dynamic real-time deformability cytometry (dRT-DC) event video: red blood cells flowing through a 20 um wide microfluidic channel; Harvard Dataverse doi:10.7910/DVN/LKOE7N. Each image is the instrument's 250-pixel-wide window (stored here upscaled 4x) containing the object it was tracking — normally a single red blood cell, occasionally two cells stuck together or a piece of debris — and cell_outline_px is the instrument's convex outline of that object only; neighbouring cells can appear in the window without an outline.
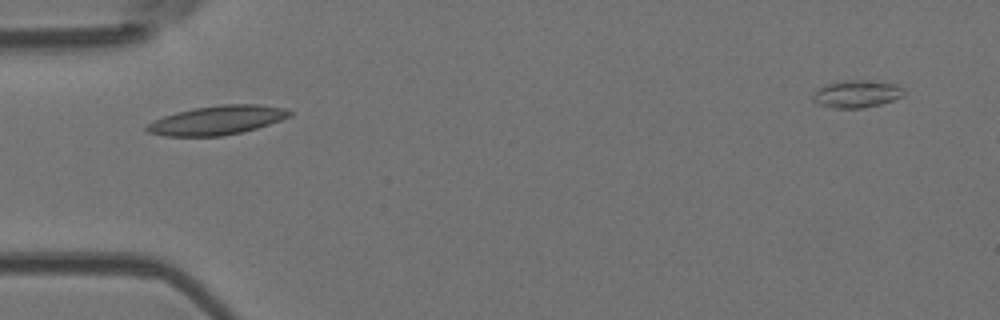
{"species": "Egyptian fruit bat (a non-hibernating species)", "species_latin": "Rousettus aegyptiacus", "temperature_condition": "room temperature", "stored_images_in_passage": 4, "camera_frame_rate_fps": 3000, "um_per_image_px": 0.085, "animal": {"sex": "female"}, "frame": {"image": 1, "passage_image": 2, "time_ms": 1.0, "image_size_px": [1000, 320], "cell_outline_px": [[292, 116], [256, 128], [240, 132], [220, 136], [164, 136], [148, 132], [144, 128], [148, 124], [164, 116], [176, 112], [196, 108], [220, 104], [256, 104], [284, 108], [292, 112]], "centroid_in_image_um": [18.45, 10.21], "position_along_channel_um": 66.5, "area_um2": 23.87}}
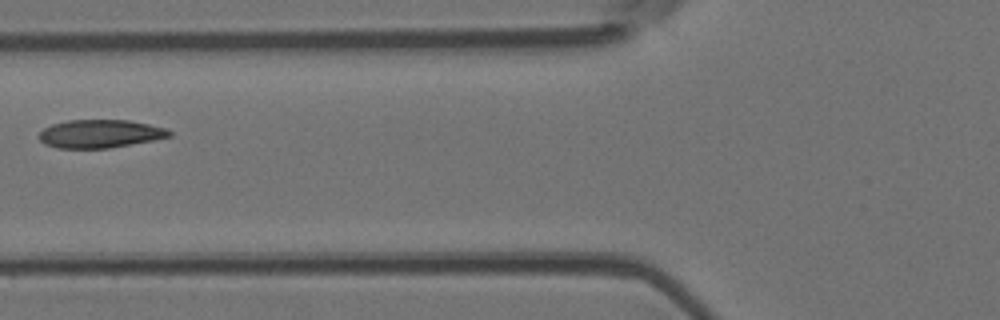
{"frame": {"image": 2, "passage_image": 3, "time_ms": 2.333, "image_size_px": [1000, 320], "cell_outline_px": [[172, 136], [152, 140], [108, 148], [56, 148], [44, 144], [36, 136], [44, 128], [52, 124], [68, 120], [128, 120], [168, 128], [172, 132]], "centroid_in_image_um": [8.48, 11.37], "position_along_channel_um": 117.3, "area_um2": 21.44}}
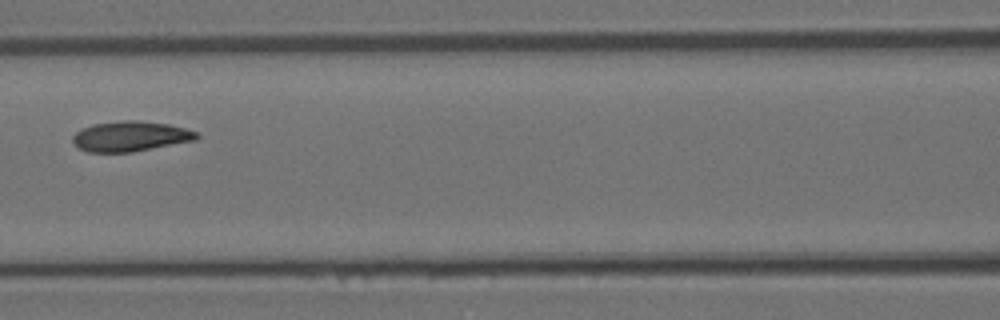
{"frame": {"image": 3, "passage_image": 4, "time_ms": 3.333, "image_size_px": [1000, 320], "cell_outline_px": [[200, 136], [196, 140], [132, 152], [88, 152], [72, 144], [72, 136], [76, 132], [92, 124], [120, 120], [136, 120], [168, 124], [184, 128], [196, 132]], "centroid_in_image_um": [11.06, 11.58], "position_along_channel_um": 155.5, "area_um2": 21.79}}